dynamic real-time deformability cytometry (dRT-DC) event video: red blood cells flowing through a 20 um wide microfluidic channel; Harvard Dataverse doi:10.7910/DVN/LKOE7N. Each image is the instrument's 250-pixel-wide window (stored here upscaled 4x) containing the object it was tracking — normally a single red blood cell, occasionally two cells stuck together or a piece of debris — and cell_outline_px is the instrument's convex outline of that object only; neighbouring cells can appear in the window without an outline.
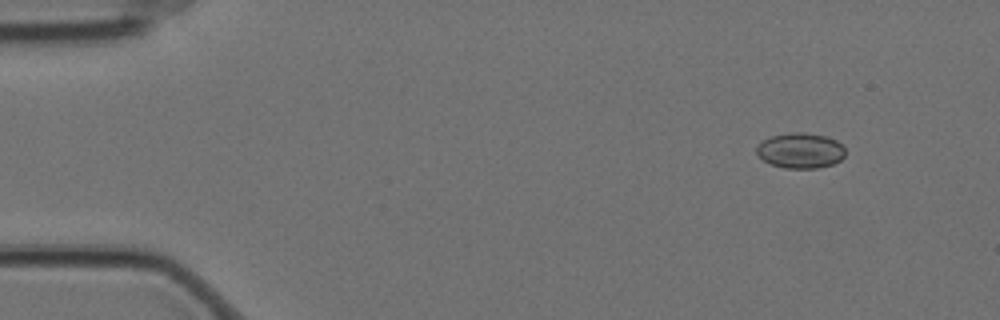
{"species": "Egyptian fruit bat (a non-hibernating species)", "species_latin": "Rousettus aegyptiacus", "temperature_condition": "cold", "stored_images_in_passage": 5, "camera_frame_rate_fps": 3000, "um_per_image_px": 0.085, "animal": {"sex": "female"}, "frame": {"image": 1, "passage_image": 2, "time_ms": 0.333, "image_size_px": [1000, 320], "cell_outline_px": [[844, 156], [840, 160], [832, 164], [816, 168], [784, 168], [772, 164], [764, 160], [756, 152], [756, 148], [764, 140], [772, 136], [792, 132], [804, 132], [828, 136], [836, 140], [844, 148]], "centroid_in_image_um": [68.06, 12.79], "position_along_channel_um": 16.9, "area_um2": 18.09}}
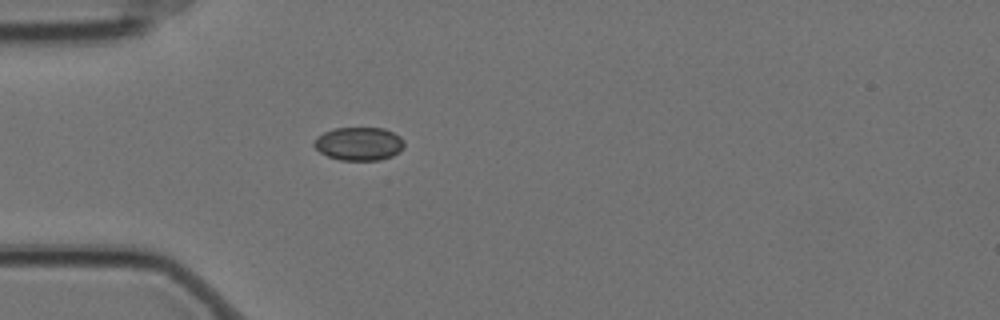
{"frame": {"image": 2, "passage_image": 5, "time_ms": 1.333, "image_size_px": [1000, 320], "cell_outline_px": [[404, 148], [400, 152], [392, 156], [380, 160], [340, 160], [328, 156], [320, 152], [312, 144], [316, 136], [324, 132], [336, 128], [384, 128], [400, 136], [404, 140]], "centroid_in_image_um": [30.52, 12.22], "position_along_channel_um": 54.5, "area_um2": 17.63}}